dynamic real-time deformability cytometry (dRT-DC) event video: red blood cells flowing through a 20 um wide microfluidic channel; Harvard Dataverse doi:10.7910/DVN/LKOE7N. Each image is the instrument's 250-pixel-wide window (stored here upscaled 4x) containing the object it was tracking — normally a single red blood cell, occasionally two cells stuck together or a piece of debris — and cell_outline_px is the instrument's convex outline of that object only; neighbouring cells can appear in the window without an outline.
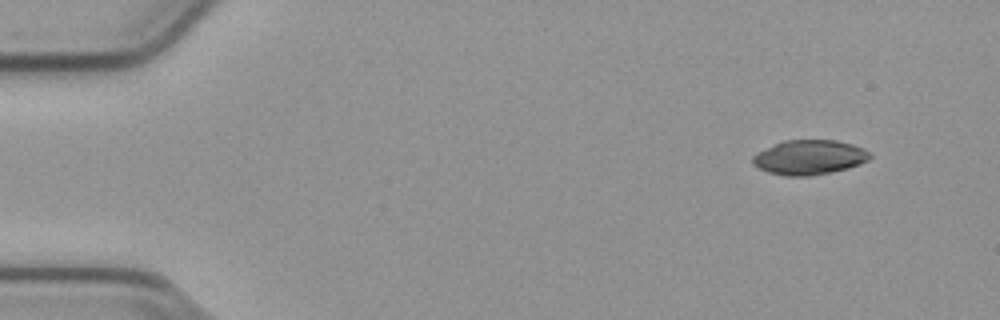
{"species": "common noctule bat (a hibernating species)", "species_latin": "Nyctalus noctula", "temperature_condition": "cold", "stored_images_in_passage": 50, "camera_frame_rate_fps": 3000, "um_per_image_px": 0.085, "animal": {"sex": "male", "body_mass_g": 23.1, "forearm_length_mm": 52.7}, "frame": {"image": 1, "passage_image": 1, "time_ms": 0.0, "image_size_px": [1000, 320], "cell_outline_px": [[872, 156], [868, 160], [848, 168], [832, 172], [808, 176], [784, 176], [768, 172], [752, 164], [752, 156], [756, 152], [784, 140], [836, 140], [852, 144], [868, 152]], "centroid_in_image_um": [68.75, 13.37], "position_along_channel_um": 16.2, "area_um2": 23.58}}
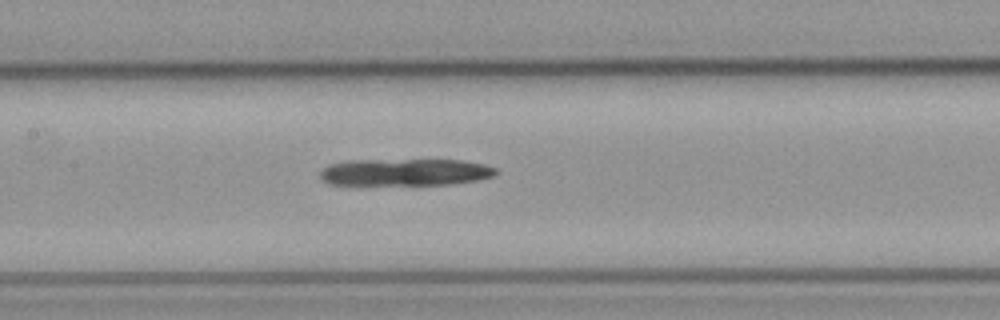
{"frame": {"image": 2, "passage_image": 22, "time_ms": 7.0, "image_size_px": [1000, 320], "cell_outline_px": [[496, 172], [492, 176], [476, 180], [448, 184], [356, 188], [328, 184], [320, 180], [320, 172], [328, 164], [348, 160], [460, 160], [484, 164], [496, 168]], "centroid_in_image_um": [34.24, 14.69], "position_along_channel_um": 173.2, "area_um2": 29.13}}
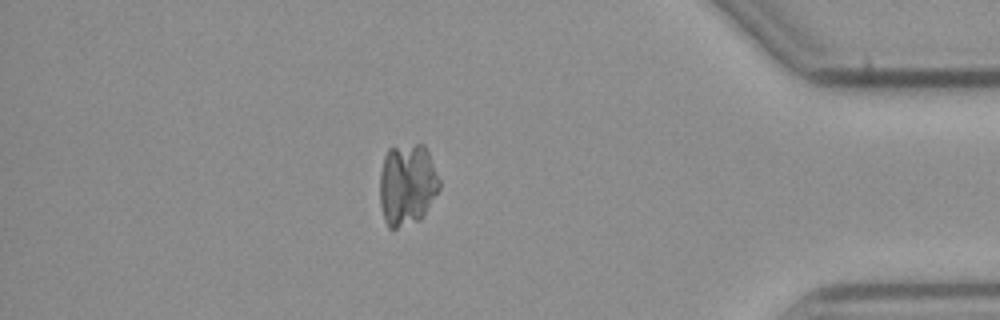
{"frame": {"image": 3, "passage_image": 43, "time_ms": 14.0, "image_size_px": [1000, 320], "cell_outline_px": [[440, 188], [420, 220], [396, 228], [388, 228], [384, 220], [380, 204], [380, 172], [384, 156], [388, 148], [416, 144], [424, 144], [428, 152], [440, 180]], "centroid_in_image_um": [34.59, 15.69], "position_along_channel_um": 400.6, "area_um2": 28.44}, "authors_computed_cell_mechanics": {"area_um2": 28.6977, "velocity_mm_per_s": 3.7978, "shape_relaxation_time_tau1_ms": 8.7266, "shape_relaxation_time_tau2_ms": null, "deformation_change_tau1": 0.1822, "deformation_change_tau2": null}}